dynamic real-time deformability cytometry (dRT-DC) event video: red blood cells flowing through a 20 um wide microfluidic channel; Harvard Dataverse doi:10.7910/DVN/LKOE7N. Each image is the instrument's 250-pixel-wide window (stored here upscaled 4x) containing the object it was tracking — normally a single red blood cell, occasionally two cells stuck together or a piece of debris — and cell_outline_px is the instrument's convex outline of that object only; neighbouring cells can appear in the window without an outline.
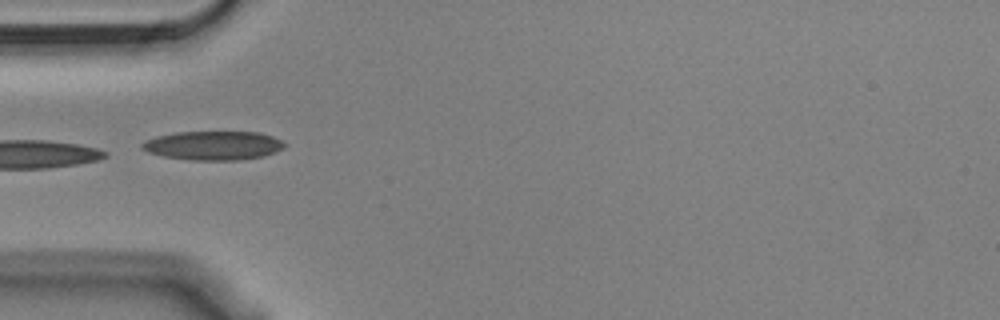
{"species": "Egyptian fruit bat (a non-hibernating species)", "species_latin": "Rousettus aegyptiacus", "temperature_condition": "cold", "stored_images_in_passage": 38, "camera_frame_rate_fps": 3000, "um_per_image_px": 0.085, "animal": {"sex": "male"}, "frame": {"image": 1, "passage_image": 1, "time_ms": 0.0, "image_size_px": [1000, 320], "cell_outline_px": [[288, 144], [284, 148], [264, 156], [240, 160], [192, 160], [164, 156], [148, 152], [140, 148], [140, 144], [144, 140], [156, 136], [176, 132], [260, 132], [272, 136]], "centroid_in_image_um": [18.12, 12.36], "position_along_channel_um": 66.9, "area_um2": 24.16}, "authors_computed_cell_mechanics": {"area_um2": 24.1026, "velocity_mm_per_s": 3.6353, "shape_relaxation_time_tau1_ms": null, "shape_relaxation_time_tau2_ms": 10.9285, "deformation_change_tau1": null, "deformation_change_tau2": 0.2448}}